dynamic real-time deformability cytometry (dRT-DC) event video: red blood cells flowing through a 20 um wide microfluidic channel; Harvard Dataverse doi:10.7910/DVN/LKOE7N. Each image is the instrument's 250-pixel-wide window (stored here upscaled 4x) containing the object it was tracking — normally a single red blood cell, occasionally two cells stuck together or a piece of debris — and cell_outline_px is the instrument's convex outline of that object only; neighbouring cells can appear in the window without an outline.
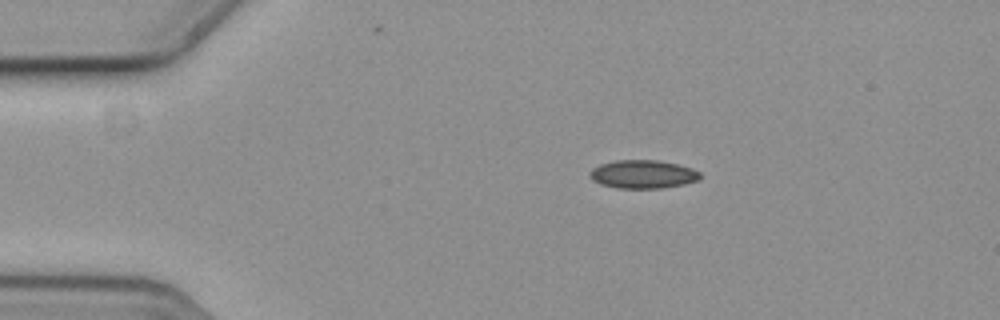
{"species": "common noctule bat (a hibernating species)", "species_latin": "Nyctalus noctula", "temperature_condition": "cold", "stored_images_in_passage": 6, "camera_frame_rate_fps": 3000, "um_per_image_px": 0.085, "animal": {"sex": "female", "body_mass_g": 19.3, "forearm_length_mm": 54.1}, "frame": {"image": 1, "passage_image": 1, "time_ms": 0.0, "image_size_px": [1000, 320], "cell_outline_px": [[700, 180], [684, 184], [660, 188], [616, 188], [600, 184], [592, 180], [588, 172], [592, 168], [600, 164], [616, 160], [660, 160], [692, 168], [700, 172]], "centroid_in_image_um": [54.63, 14.81], "position_along_channel_um": 30.4, "area_um2": 18.32}}
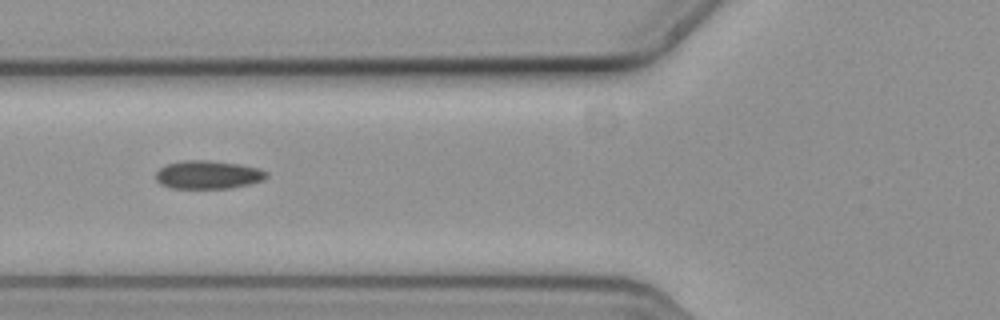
{"frame": {"image": 2, "passage_image": 4, "time_ms": 1.0, "image_size_px": [1000, 320], "cell_outline_px": [[268, 176], [264, 180], [232, 188], [172, 188], [160, 184], [156, 180], [156, 172], [160, 168], [168, 164], [184, 160], [208, 160], [240, 164], [260, 168], [268, 172]], "centroid_in_image_um": [17.71, 14.85], "position_along_channel_um": 108.1, "area_um2": 18.32}}
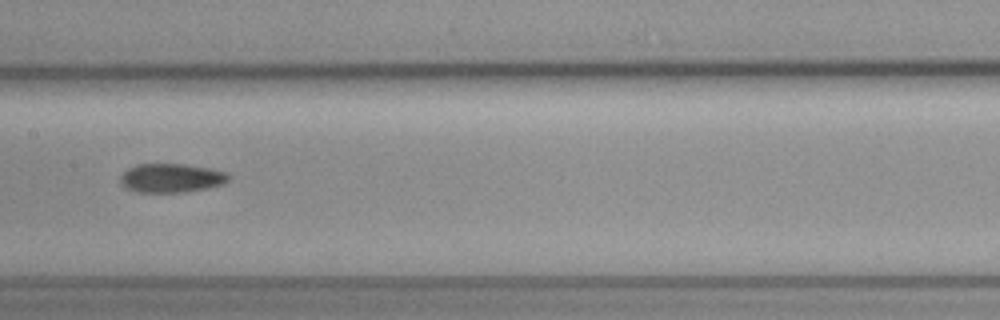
{"frame": {"image": 3, "passage_image": 6, "time_ms": 1.667, "image_size_px": [1000, 320], "cell_outline_px": [[228, 180], [224, 184], [208, 188], [184, 192], [136, 192], [124, 188], [120, 184], [120, 176], [128, 168], [136, 164], [188, 164], [212, 168], [224, 172], [228, 176]], "centroid_in_image_um": [14.53, 15.13], "position_along_channel_um": 192.9, "area_um2": 18.44}}